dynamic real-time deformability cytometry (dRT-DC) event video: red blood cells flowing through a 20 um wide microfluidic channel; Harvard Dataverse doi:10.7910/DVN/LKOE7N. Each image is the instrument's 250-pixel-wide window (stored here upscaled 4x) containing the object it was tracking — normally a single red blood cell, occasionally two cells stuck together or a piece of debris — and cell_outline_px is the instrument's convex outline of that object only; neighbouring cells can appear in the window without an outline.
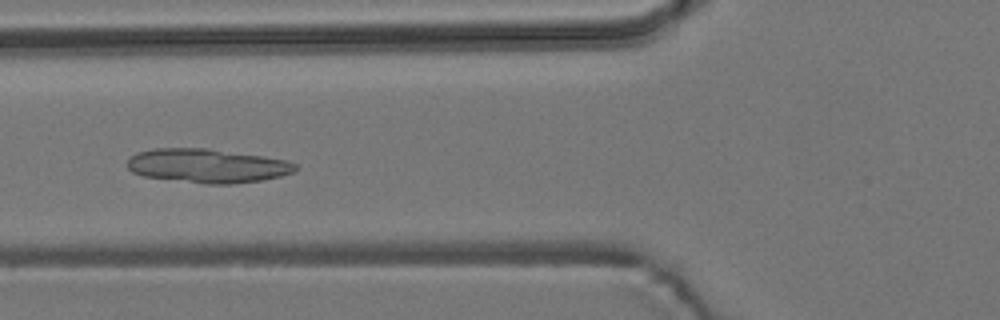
{"species": "common noctule bat (a hibernating species)", "species_latin": "Nyctalus noctula", "temperature_condition": "room temperature", "stored_images_in_passage": 6, "camera_frame_rate_fps": 3000, "um_per_image_px": 0.085, "animal": {"sex": "male", "body_mass_g": 19.2, "forearm_length_mm": 51.8}, "frame": {"image": 1, "passage_image": 6, "time_ms": 1.667, "image_size_px": [1000, 320], "cell_outline_px": [[300, 168], [292, 172], [280, 176], [260, 180], [232, 184], [208, 184], [144, 176], [132, 172], [128, 168], [128, 160], [136, 152], [152, 148], [208, 148], [264, 156], [288, 160], [296, 164]], "centroid_in_image_um": [17.64, 14.08], "position_along_channel_um": 108.2, "area_um2": 33.29}}